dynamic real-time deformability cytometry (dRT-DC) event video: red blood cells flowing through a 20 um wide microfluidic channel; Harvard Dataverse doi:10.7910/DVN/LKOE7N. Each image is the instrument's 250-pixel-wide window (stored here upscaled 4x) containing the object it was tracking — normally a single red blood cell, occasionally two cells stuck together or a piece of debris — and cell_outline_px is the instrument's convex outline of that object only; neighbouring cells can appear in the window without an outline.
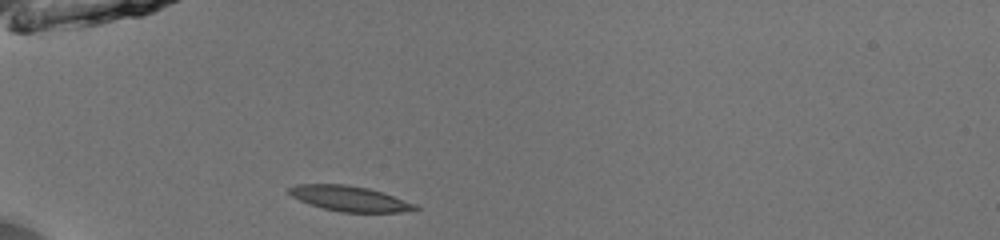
{"species": "common noctule bat (a hibernating species)", "species_latin": "Nyctalus noctula", "temperature_condition": "room temperature", "stored_images_in_passage": 36, "camera_frame_rate_fps": 3000, "um_per_image_px": 0.085, "animal": {"sex": "male", "body_mass_g": 13.0, "forearm_length_mm": 53.1}, "frame": {"image": 1, "passage_image": 1, "time_ms": 0.0, "image_size_px": [1000, 240], "cell_outline_px": [[420, 208], [400, 212], [340, 212], [308, 204], [292, 196], [288, 192], [288, 188], [296, 184], [344, 184], [368, 188], [384, 192], [416, 204]], "centroid_in_image_um": [29.71, 16.87], "position_along_channel_um": 55.3, "area_um2": 18.55}}
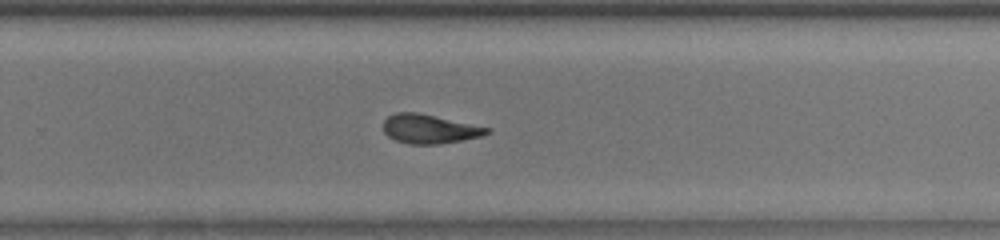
{"frame": {"image": 2, "passage_image": 20, "time_ms": 6.333, "image_size_px": [1000, 240], "cell_outline_px": [[492, 128], [488, 132], [480, 136], [440, 144], [408, 144], [396, 140], [388, 136], [384, 132], [384, 120], [388, 116], [396, 112], [416, 112]], "centroid_in_image_um": [36.47, 10.95], "position_along_channel_um": 293.3, "area_um2": 17.34}}
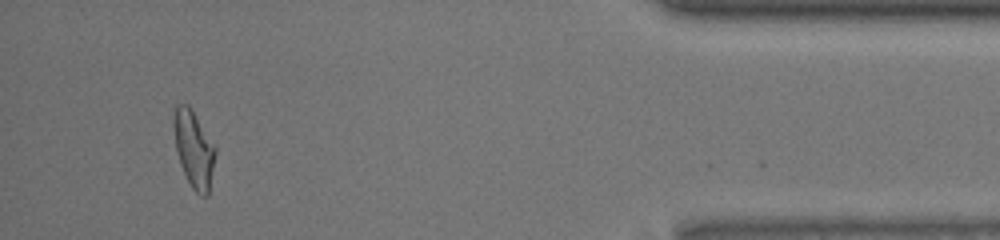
{"frame": {"image": 3, "passage_image": 33, "time_ms": 10.667, "image_size_px": [1000, 240], "cell_outline_px": [[216, 152], [208, 196], [200, 196], [192, 188], [180, 164], [176, 148], [172, 120], [176, 104], [188, 104], [216, 148]], "centroid_in_image_um": [16.46, 12.67], "position_along_channel_um": 418.7, "area_um2": 18.38}, "authors_computed_cell_mechanics": {"area_um2": 18.0625, "velocity_mm_per_s": 3.9978, "shape_relaxation_time_tau1_ms": 4.113, "shape_relaxation_time_tau2_ms": 3.0651, "deformation_change_tau1": 0.1624, "deformation_change_tau2": 0.119}}